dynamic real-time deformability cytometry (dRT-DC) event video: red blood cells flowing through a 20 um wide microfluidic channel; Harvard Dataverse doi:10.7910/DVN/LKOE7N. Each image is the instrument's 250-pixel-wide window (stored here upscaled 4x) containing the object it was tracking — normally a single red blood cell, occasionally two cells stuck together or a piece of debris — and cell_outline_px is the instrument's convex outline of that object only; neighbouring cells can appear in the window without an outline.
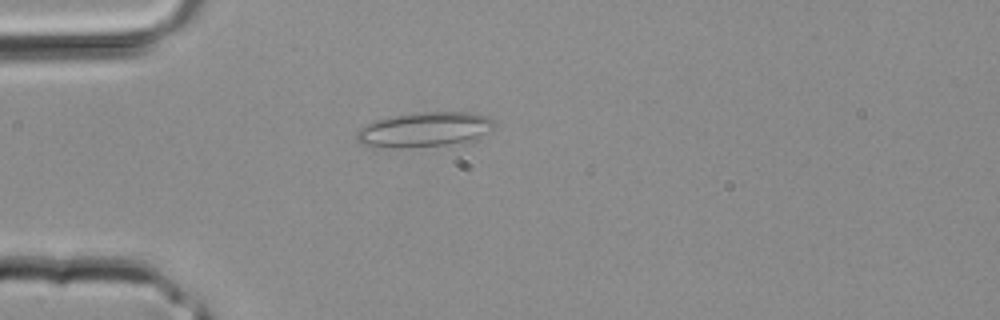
{"species": "common noctule bat (a hibernating species)", "species_latin": "Nyctalus noctula", "temperature_condition": "room temperature", "stored_images_in_passage": 1, "camera_frame_rate_fps": 3000, "um_per_image_px": 0.085, "animal": {"sex": "male", "body_mass_g": 20.4}, "frame": {"image": 1, "passage_image": 1, "time_ms": 0.0, "image_size_px": [1000, 320], "cell_outline_px": [[492, 128], [476, 140], [444, 144], [408, 148], [360, 144], [356, 140], [356, 132], [364, 124], [376, 120], [416, 112], [468, 112], [488, 116], [492, 120]], "centroid_in_image_um": [36.06, 11.0], "position_along_channel_um": 48.9, "area_um2": 27.57}}